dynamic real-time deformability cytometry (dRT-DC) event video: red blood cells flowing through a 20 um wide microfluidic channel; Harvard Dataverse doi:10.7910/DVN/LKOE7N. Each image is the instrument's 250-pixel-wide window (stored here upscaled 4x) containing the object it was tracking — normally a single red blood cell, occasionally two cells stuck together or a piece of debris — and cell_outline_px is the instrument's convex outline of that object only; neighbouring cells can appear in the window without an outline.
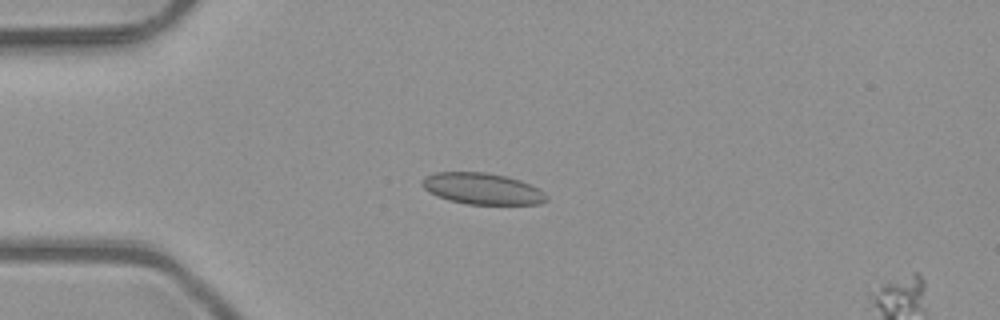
{"species": "common noctule bat (a hibernating species)", "species_latin": "Nyctalus noctula", "temperature_condition": "room temperature", "stored_images_in_passage": 5, "segment_of_instrument_passage": [1, 2], "camera_frame_rate_fps": 3000, "um_per_image_px": 0.085, "animal": {"sex": "male", "body_mass_g": 23.1, "forearm_length_mm": 52.7}, "frame": {"image": 1, "passage_image": 4, "time_ms": 1.0, "image_size_px": [1000, 320], "cell_outline_px": [[548, 200], [540, 204], [468, 204], [448, 200], [436, 196], [428, 192], [420, 184], [420, 180], [424, 176], [432, 172], [484, 172], [508, 176], [532, 184], [540, 188], [548, 196]], "centroid_in_image_um": [40.98, 16.03], "position_along_channel_um": 44.0, "area_um2": 23.18}}